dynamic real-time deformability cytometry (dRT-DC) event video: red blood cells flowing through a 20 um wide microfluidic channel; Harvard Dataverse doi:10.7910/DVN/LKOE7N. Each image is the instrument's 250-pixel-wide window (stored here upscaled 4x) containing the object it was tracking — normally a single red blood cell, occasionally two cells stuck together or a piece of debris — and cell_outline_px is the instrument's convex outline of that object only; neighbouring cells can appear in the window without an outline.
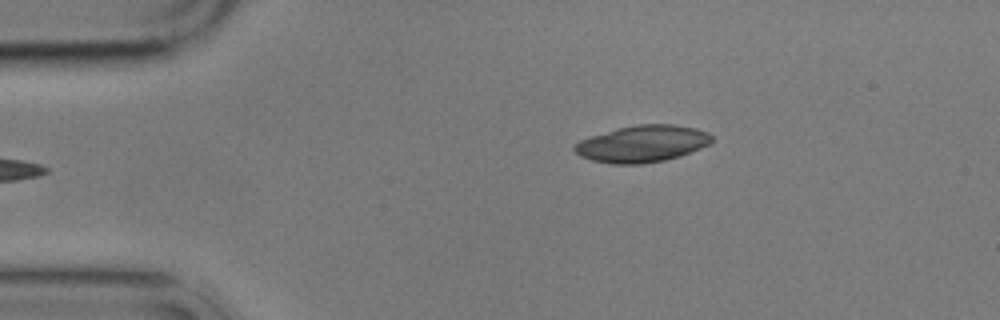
{"species": "common noctule bat (a hibernating species)", "species_latin": "Nyctalus noctula", "temperature_condition": "cold", "stored_images_in_passage": 5, "camera_frame_rate_fps": 3000, "um_per_image_px": 0.085, "animal": {"sex": "male", "body_mass_g": 17.9}, "frame": {"image": 1, "passage_image": 5, "time_ms": 4.333, "image_size_px": [1000, 320], "cell_outline_px": [[712, 144], [680, 156], [664, 160], [644, 164], [612, 164], [592, 160], [580, 156], [572, 148], [572, 144], [580, 140], [616, 128], [636, 124], [676, 124], [696, 128], [708, 132], [712, 136]], "centroid_in_image_um": [54.61, 12.21], "position_along_channel_um": 30.4, "area_um2": 29.71}}